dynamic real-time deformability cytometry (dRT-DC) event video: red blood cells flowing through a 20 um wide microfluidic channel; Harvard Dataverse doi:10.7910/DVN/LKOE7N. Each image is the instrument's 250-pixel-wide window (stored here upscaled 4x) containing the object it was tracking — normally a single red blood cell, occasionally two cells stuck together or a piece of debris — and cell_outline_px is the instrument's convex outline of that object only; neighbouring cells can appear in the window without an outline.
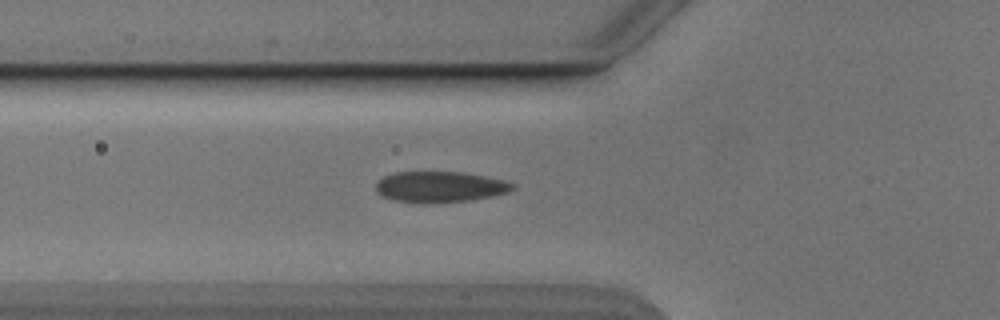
{"species": "Egyptian fruit bat (a non-hibernating species)", "species_latin": "Rousettus aegyptiacus", "temperature_condition": "cold", "stored_images_in_passage": 6, "camera_frame_rate_fps": 3000, "um_per_image_px": 0.085, "animal": {"sex": "male"}, "frame": {"image": 1, "passage_image": 2, "time_ms": 0.333, "image_size_px": [1000, 320], "cell_outline_px": [[516, 188], [508, 192], [492, 196], [468, 200], [436, 204], [424, 204], [392, 200], [380, 196], [376, 192], [376, 184], [384, 176], [396, 172], [464, 172], [504, 180], [516, 184]], "centroid_in_image_um": [37.39, 15.9], "position_along_channel_um": 88.4, "area_um2": 24.97}}